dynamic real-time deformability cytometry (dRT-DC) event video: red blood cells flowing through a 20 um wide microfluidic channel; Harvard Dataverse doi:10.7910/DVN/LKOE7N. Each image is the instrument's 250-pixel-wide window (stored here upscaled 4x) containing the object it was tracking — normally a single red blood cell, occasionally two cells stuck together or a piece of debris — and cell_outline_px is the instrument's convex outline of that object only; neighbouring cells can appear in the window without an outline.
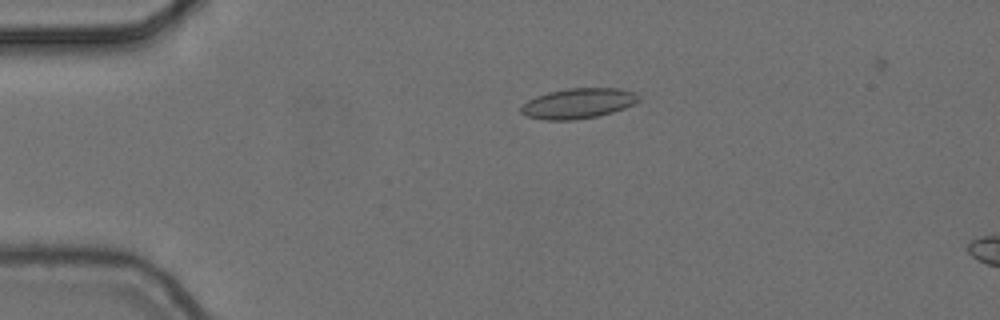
{"species": "common noctule bat (a hibernating species)", "species_latin": "Nyctalus noctula", "temperature_condition": "cold", "stored_images_in_passage": 4, "camera_frame_rate_fps": 3000, "um_per_image_px": 0.085, "animal": {"sex": "female", "body_mass_g": 24.6, "forearm_length_mm": 56.2}, "frame": {"image": 1, "passage_image": 2, "time_ms": 0.333, "image_size_px": [1000, 320], "cell_outline_px": [[640, 100], [624, 108], [612, 112], [596, 116], [576, 120], [544, 120], [528, 116], [520, 112], [520, 108], [528, 100], [536, 96], [548, 92], [568, 88], [620, 88], [636, 92], [640, 96]], "centroid_in_image_um": [49.16, 8.78], "position_along_channel_um": 35.8, "area_um2": 20.75}}